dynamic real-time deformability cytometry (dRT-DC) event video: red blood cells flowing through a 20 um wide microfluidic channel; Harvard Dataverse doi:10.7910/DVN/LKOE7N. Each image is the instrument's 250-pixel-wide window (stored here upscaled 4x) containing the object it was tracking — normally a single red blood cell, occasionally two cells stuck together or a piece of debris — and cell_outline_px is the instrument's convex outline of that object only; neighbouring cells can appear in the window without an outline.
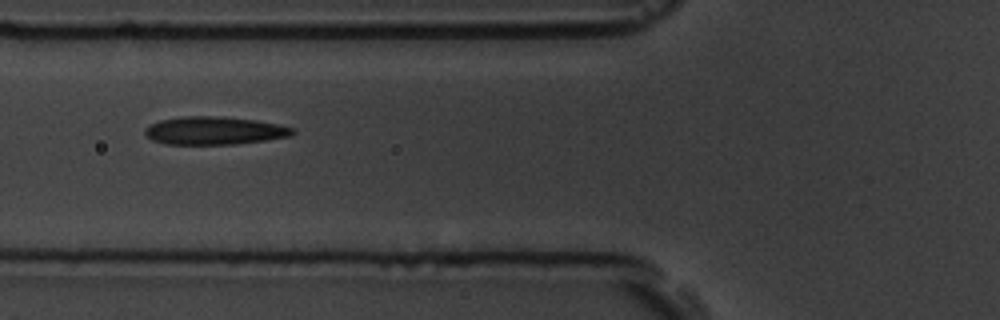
{"species": "common noctule bat (a hibernating species)", "species_latin": "Nyctalus noctula", "temperature_condition": "room temperature", "stored_images_in_passage": 16, "camera_frame_rate_fps": 3000, "um_per_image_px": 0.085, "animal": {"sex": "male", "body_mass_g": 19.5, "forearm_length_mm": 54.6}, "frame": {"image": 1, "passage_image": 6, "time_ms": 6.667, "image_size_px": [1000, 320], "cell_outline_px": [[296, 132], [292, 136], [264, 140], [232, 144], [164, 144], [152, 140], [144, 136], [144, 128], [160, 120], [184, 116], [220, 116], [256, 120], [280, 124], [292, 128]], "centroid_in_image_um": [18.2, 11.1], "position_along_channel_um": 107.6, "area_um2": 24.16}}
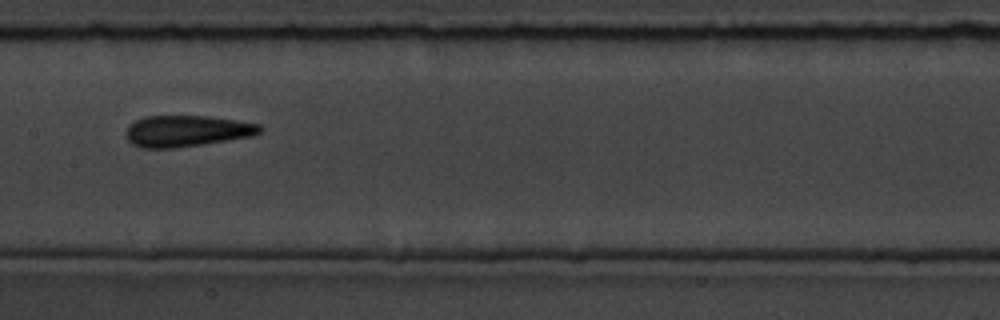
{"frame": {"image": 2, "passage_image": 8, "time_ms": 9.0, "image_size_px": [1000, 320], "cell_outline_px": [[264, 132], [252, 136], [204, 144], [176, 148], [140, 148], [132, 144], [128, 140], [124, 132], [128, 124], [144, 116], [208, 116], [236, 120], [260, 124], [264, 128]], "centroid_in_image_um": [15.87, 11.14], "position_along_channel_um": 191.5, "area_um2": 24.8}}
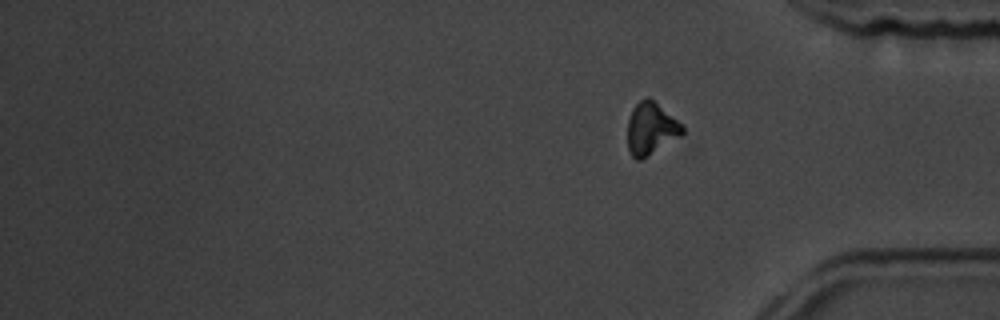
{"frame": {"image": 3, "passage_image": 16, "time_ms": 19.0, "image_size_px": [1000, 320], "cell_outline_px": [[684, 132], [680, 136], [640, 160], [636, 160], [632, 156], [628, 148], [628, 120], [632, 108], [640, 100], [648, 96], [684, 124]], "centroid_in_image_um": [55.34, 10.91], "position_along_channel_um": 379.9, "area_um2": 16.65}, "authors_computed_cell_mechanics": {"area_um2": 23.5824, "velocity_mm_per_s": 3.597, "shape_relaxation_time_tau1_ms": 8.465, "shape_relaxation_time_tau2_ms": 2.8813, "deformation_change_tau1": 0.1967, "deformation_change_tau2": 0.0943}}